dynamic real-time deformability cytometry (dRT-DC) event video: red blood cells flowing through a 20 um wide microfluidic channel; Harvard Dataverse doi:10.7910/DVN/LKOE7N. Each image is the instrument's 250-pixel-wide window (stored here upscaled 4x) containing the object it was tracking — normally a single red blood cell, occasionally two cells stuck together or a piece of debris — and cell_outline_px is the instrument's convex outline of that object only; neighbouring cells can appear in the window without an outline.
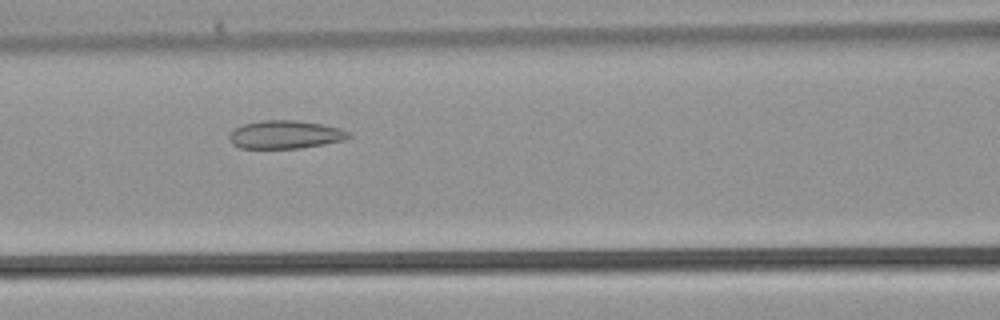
{"species": "common noctule bat (a hibernating species)", "species_latin": "Nyctalus noctula", "temperature_condition": "warm", "stored_images_in_passage": 29, "camera_frame_rate_fps": 3000, "um_per_image_px": 0.085, "animal": {"sex": "male", "body_mass_g": 21.5, "forearm_length_mm": 52.0}, "frame": {"image": 1, "passage_image": 11, "time_ms": 3.333, "image_size_px": [1000, 320], "cell_outline_px": [[352, 136], [344, 140], [324, 144], [300, 148], [240, 148], [232, 144], [228, 140], [228, 136], [236, 128], [244, 124], [260, 120], [296, 120], [320, 124], [340, 128], [348, 132]], "centroid_in_image_um": [24.23, 11.44], "position_along_channel_um": 142.4, "area_um2": 19.54}}
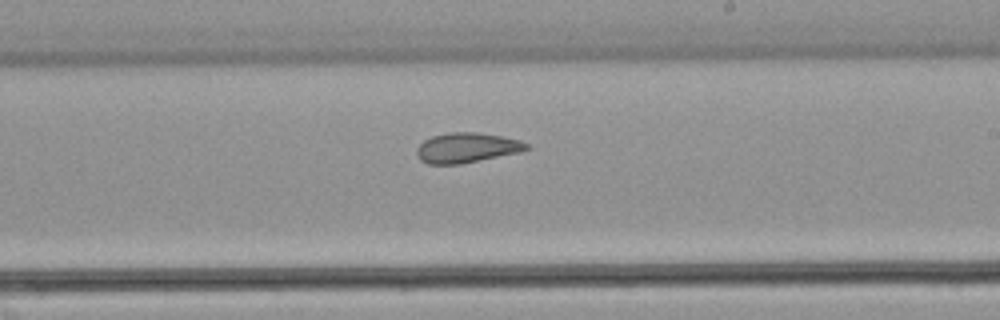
{"frame": {"image": 2, "passage_image": 17, "time_ms": 5.333, "image_size_px": [1000, 320], "cell_outline_px": [[532, 148], [520, 152], [460, 164], [428, 164], [420, 160], [416, 156], [416, 148], [424, 140], [432, 136], [452, 132], [476, 132], [500, 136], [520, 140], [528, 144]], "centroid_in_image_um": [39.66, 12.56], "position_along_channel_um": 249.3, "area_um2": 19.19}}
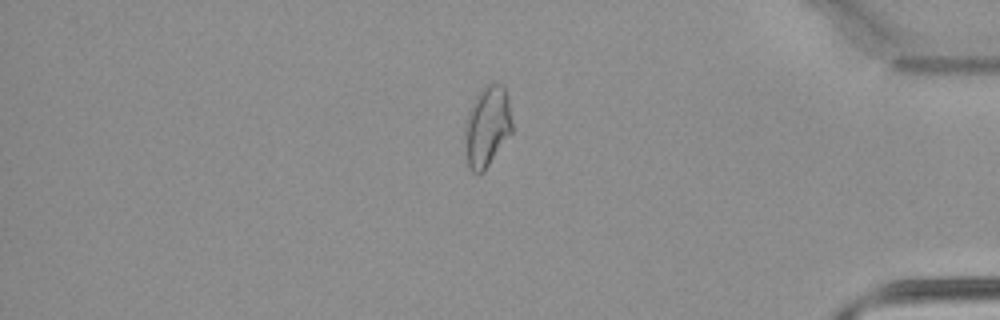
{"frame": {"image": 3, "passage_image": 27, "time_ms": 8.667, "image_size_px": [1000, 320], "cell_outline_px": [[512, 132], [484, 172], [472, 172], [468, 168], [464, 136], [464, 132], [468, 112], [476, 96], [484, 84], [496, 80], [504, 84], [508, 96], [512, 124]], "centroid_in_image_um": [41.42, 10.69], "position_along_channel_um": 393.8, "area_um2": 22.6}}